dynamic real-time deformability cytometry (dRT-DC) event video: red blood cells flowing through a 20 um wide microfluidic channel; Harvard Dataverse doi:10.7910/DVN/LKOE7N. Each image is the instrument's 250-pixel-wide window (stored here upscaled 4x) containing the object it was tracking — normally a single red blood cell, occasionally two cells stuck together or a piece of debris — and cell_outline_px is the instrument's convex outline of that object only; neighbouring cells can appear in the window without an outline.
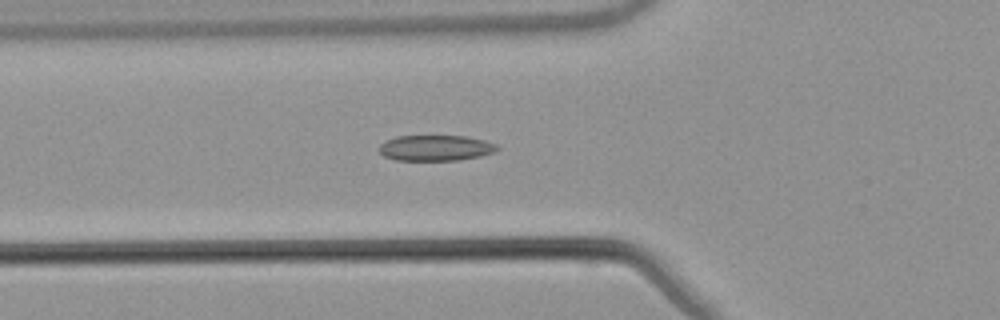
{"species": "common noctule bat (a hibernating species)", "species_latin": "Nyctalus noctula", "temperature_condition": "warm", "stored_images_in_passage": 51, "camera_frame_rate_fps": 3000, "um_per_image_px": 0.085, "animal": {"sex": "male", "body_mass_g": 21.5, "forearm_length_mm": 52.0}, "frame": {"image": 1, "passage_image": 17, "time_ms": 5.333, "image_size_px": [1000, 320], "cell_outline_px": [[500, 148], [496, 152], [480, 156], [460, 160], [396, 160], [384, 156], [380, 152], [380, 144], [396, 136], [464, 136], [484, 140], [496, 144]], "centroid_in_image_um": [37.06, 12.58], "position_along_channel_um": 88.7, "area_um2": 17.63}}
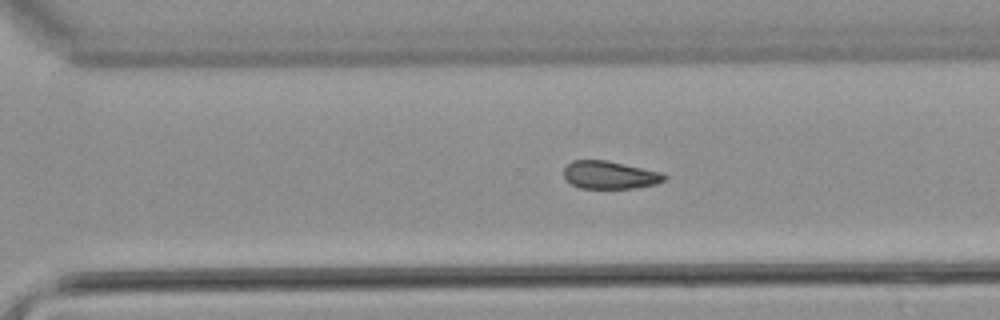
{"frame": {"image": 2, "passage_image": 35, "time_ms": 11.333, "image_size_px": [1000, 320], "cell_outline_px": [[668, 176], [664, 180], [656, 184], [632, 188], [580, 188], [572, 184], [564, 176], [564, 168], [572, 160], [604, 160], [624, 164], [660, 172]], "centroid_in_image_um": [51.82, 14.87], "position_along_channel_um": 318.8, "area_um2": 16.07}}
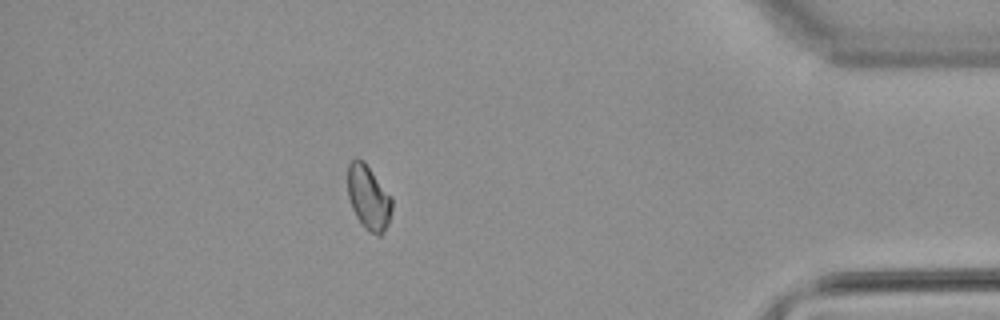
{"frame": {"image": 3, "passage_image": 45, "time_ms": 14.667, "image_size_px": [1000, 320], "cell_outline_px": [[392, 208], [388, 224], [384, 232], [380, 236], [376, 236], [368, 232], [364, 228], [356, 216], [352, 208], [348, 196], [348, 164], [352, 160], [364, 160], [392, 196]], "centroid_in_image_um": [31.34, 16.82], "position_along_channel_um": 403.9, "area_um2": 16.82}, "authors_computed_cell_mechanics": {"area_um2": 17.2822, "velocity_mm_per_s": 3.8302, "shape_relaxation_time_tau1_ms": null, "shape_relaxation_time_tau2_ms": 6.9186, "deformation_change_tau1": null, "deformation_change_tau2": 0.1138}}